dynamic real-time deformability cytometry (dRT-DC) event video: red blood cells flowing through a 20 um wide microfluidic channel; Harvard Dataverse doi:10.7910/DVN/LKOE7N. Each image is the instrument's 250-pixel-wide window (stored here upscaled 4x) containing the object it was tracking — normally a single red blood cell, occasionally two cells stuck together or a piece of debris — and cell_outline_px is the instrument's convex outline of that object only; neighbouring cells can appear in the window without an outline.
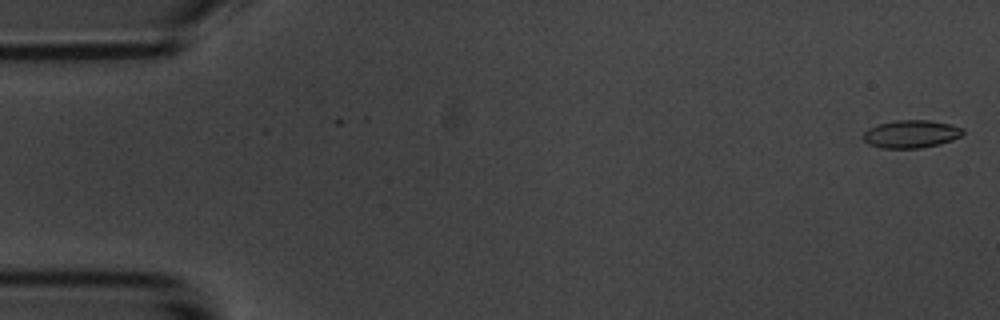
{"species": "common noctule bat (a hibernating species)", "species_latin": "Nyctalus noctula", "temperature_condition": "room temperature", "stored_images_in_passage": 10, "camera_frame_rate_fps": 3000, "um_per_image_px": 0.085, "animal": {"sex": "male", "body_mass_g": 20.1, "forearm_length_mm": 53.5}, "frame": {"image": 1, "passage_image": 1, "time_ms": 0.0, "image_size_px": [1000, 320], "cell_outline_px": [[964, 132], [960, 136], [952, 140], [940, 144], [920, 148], [880, 148], [868, 144], [864, 140], [864, 132], [868, 128], [880, 124], [896, 120], [928, 120], [952, 124], [964, 128]], "centroid_in_image_um": [77.47, 11.39], "position_along_channel_um": 7.5, "area_um2": 16.18}}
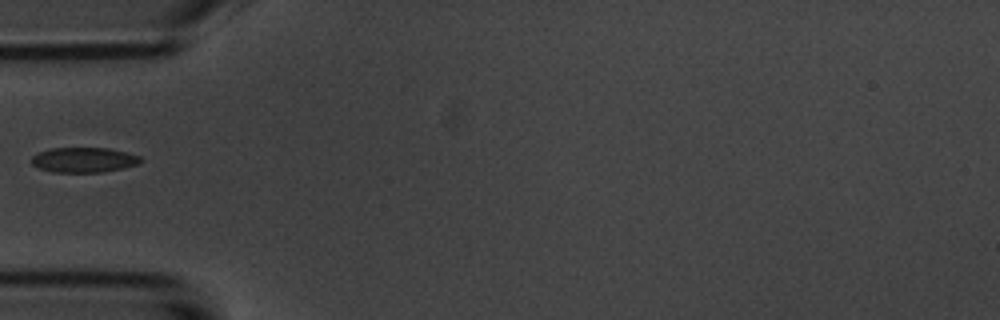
{"frame": {"image": 2, "passage_image": 5, "time_ms": 5.667, "image_size_px": [1000, 320], "cell_outline_px": [[144, 160], [136, 164], [124, 168], [104, 172], [52, 172], [40, 168], [32, 164], [32, 156], [48, 148], [108, 148], [140, 156]], "centroid_in_image_um": [7.13, 13.59], "position_along_channel_um": 77.9, "area_um2": 15.84}}
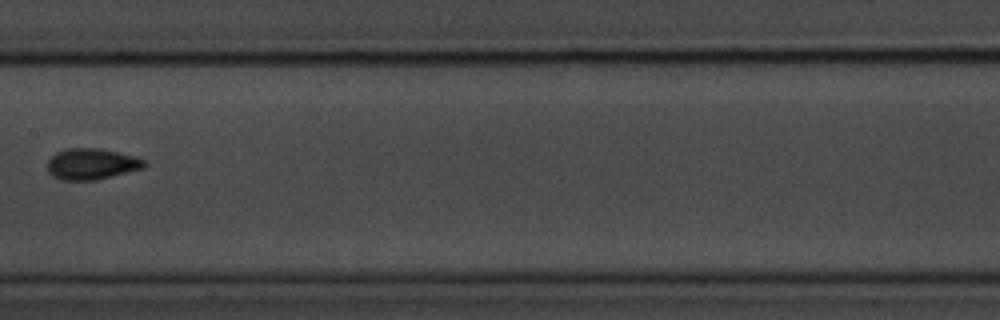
{"frame": {"image": 3, "passage_image": 8, "time_ms": 9.0, "image_size_px": [1000, 320], "cell_outline_px": [[148, 164], [144, 168], [96, 180], [60, 180], [52, 176], [48, 172], [48, 160], [56, 152], [68, 148], [96, 148], [116, 152], [132, 156], [144, 160]], "centroid_in_image_um": [7.76, 13.95], "position_along_channel_um": 199.6, "area_um2": 17.46}}